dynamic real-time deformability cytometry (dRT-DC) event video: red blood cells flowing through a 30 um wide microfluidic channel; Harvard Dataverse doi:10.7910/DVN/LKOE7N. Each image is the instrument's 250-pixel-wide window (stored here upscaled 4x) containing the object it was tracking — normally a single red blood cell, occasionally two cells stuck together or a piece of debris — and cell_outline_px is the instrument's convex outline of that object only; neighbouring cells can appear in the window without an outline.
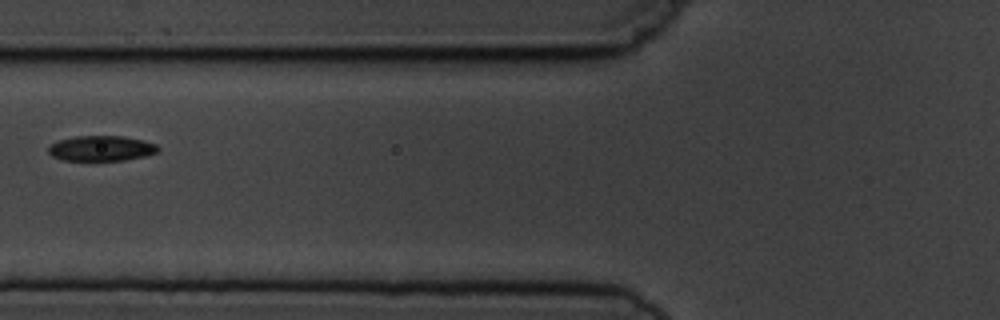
{"species": "common noctule bat (a hibernating species)", "species_latin": "Nyctalus noctula", "temperature_condition": "cold", "stored_images_in_passage": 3, "camera_frame_rate_fps": 3000, "um_per_image_px": 0.085, "animal": {"sex": "male", "body_mass_g": 19.5, "forearm_length_mm": 54.6}, "frame": {"image": 1, "passage_image": 2, "time_ms": 2.333, "image_size_px": [1000, 320], "cell_outline_px": [[160, 152], [144, 156], [124, 160], [60, 160], [52, 156], [48, 152], [48, 148], [52, 144], [60, 140], [76, 136], [124, 136], [144, 140], [156, 144], [160, 148]], "centroid_in_image_um": [8.65, 12.61], "position_along_channel_um": 117.2, "area_um2": 16.18}}
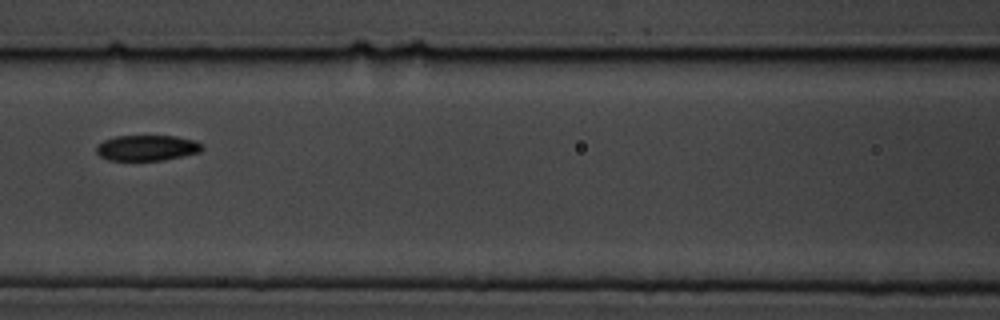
{"frame": {"image": 2, "passage_image": 3, "time_ms": 3.333, "image_size_px": [1000, 320], "cell_outline_px": [[204, 148], [200, 152], [164, 160], [108, 160], [100, 156], [96, 152], [96, 148], [104, 140], [116, 136], [176, 136], [196, 140]], "centroid_in_image_um": [12.51, 12.57], "position_along_channel_um": 154.1, "area_um2": 15.72}}